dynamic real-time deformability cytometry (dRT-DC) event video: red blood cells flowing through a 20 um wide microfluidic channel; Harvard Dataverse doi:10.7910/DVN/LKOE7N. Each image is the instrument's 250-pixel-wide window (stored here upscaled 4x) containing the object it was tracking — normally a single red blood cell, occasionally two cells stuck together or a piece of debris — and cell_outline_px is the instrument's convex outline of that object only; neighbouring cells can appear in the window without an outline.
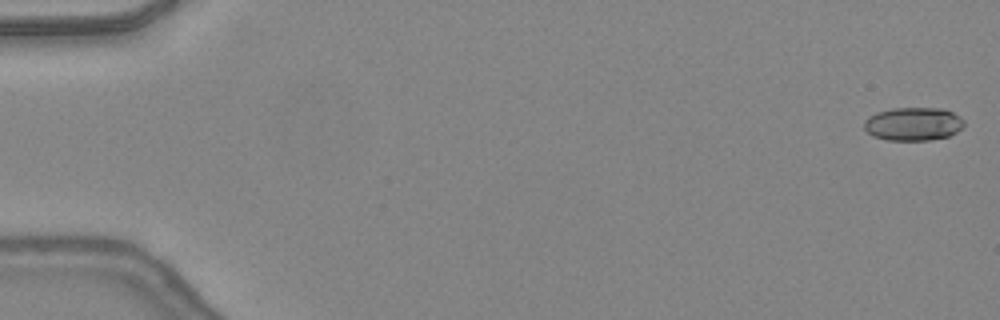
{"species": "common noctule bat (a hibernating species)", "species_latin": "Nyctalus noctula", "temperature_condition": "warm", "stored_images_in_passage": 47, "camera_frame_rate_fps": 3000, "um_per_image_px": 0.085, "animal": {"sex": "female", "body_mass_g": 24.6, "forearm_length_mm": 56.2}, "frame": {"image": 1, "passage_image": 1, "time_ms": 0.0, "image_size_px": [1000, 320], "cell_outline_px": [[964, 124], [956, 132], [948, 136], [928, 140], [888, 140], [872, 136], [864, 128], [864, 120], [868, 116], [876, 112], [892, 108], [940, 108], [952, 112], [960, 116], [964, 120]], "centroid_in_image_um": [77.59, 10.53], "position_along_channel_um": 7.4, "area_um2": 19.42}}
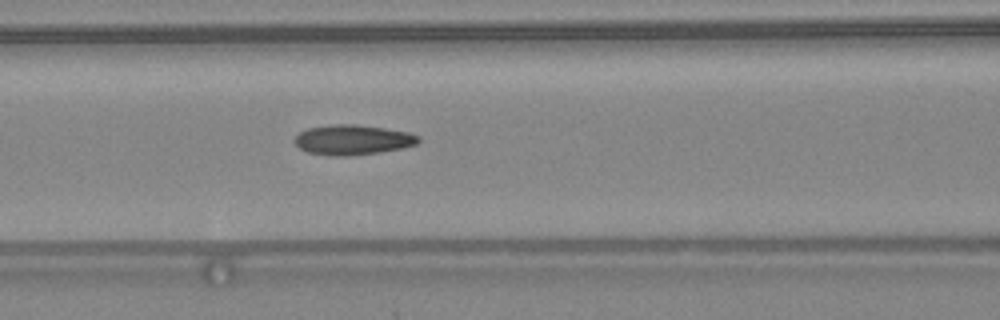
{"frame": {"image": 2, "passage_image": 21, "time_ms": 6.667, "image_size_px": [1000, 320], "cell_outline_px": [[420, 140], [416, 144], [400, 148], [380, 152], [348, 156], [328, 156], [308, 152], [300, 148], [292, 140], [300, 132], [308, 128], [332, 124], [356, 124], [384, 128], [408, 132], [420, 136]], "centroid_in_image_um": [29.96, 11.88], "position_along_channel_um": 136.6, "area_um2": 21.68}}
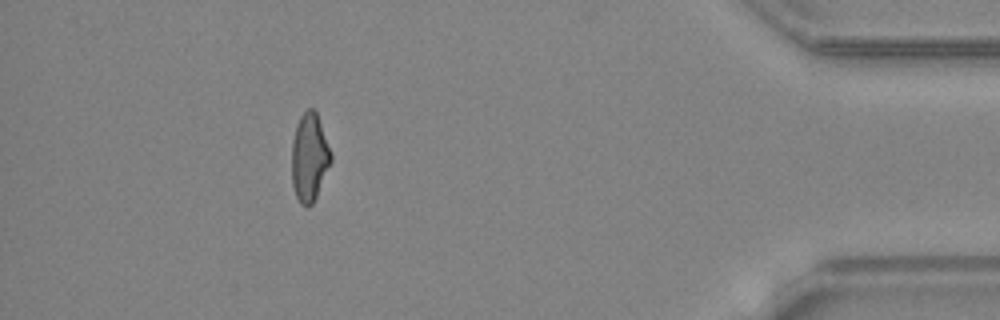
{"frame": {"image": 3, "passage_image": 43, "time_ms": 14.0, "image_size_px": [1000, 320], "cell_outline_px": [[332, 160], [316, 196], [312, 204], [308, 208], [300, 204], [296, 196], [292, 184], [292, 140], [296, 124], [300, 116], [308, 108], [312, 108], [316, 112], [332, 152]], "centroid_in_image_um": [26.29, 13.37], "position_along_channel_um": 408.9, "area_um2": 20.17}, "authors_computed_cell_mechanics": {"area_um2": 20.5768, "velocity_mm_per_s": 4.4381, "shape_relaxation_time_tau1_ms": null, "shape_relaxation_time_tau2_ms": 3.3154, "deformation_change_tau1": null, "deformation_change_tau2": 0.1129}}